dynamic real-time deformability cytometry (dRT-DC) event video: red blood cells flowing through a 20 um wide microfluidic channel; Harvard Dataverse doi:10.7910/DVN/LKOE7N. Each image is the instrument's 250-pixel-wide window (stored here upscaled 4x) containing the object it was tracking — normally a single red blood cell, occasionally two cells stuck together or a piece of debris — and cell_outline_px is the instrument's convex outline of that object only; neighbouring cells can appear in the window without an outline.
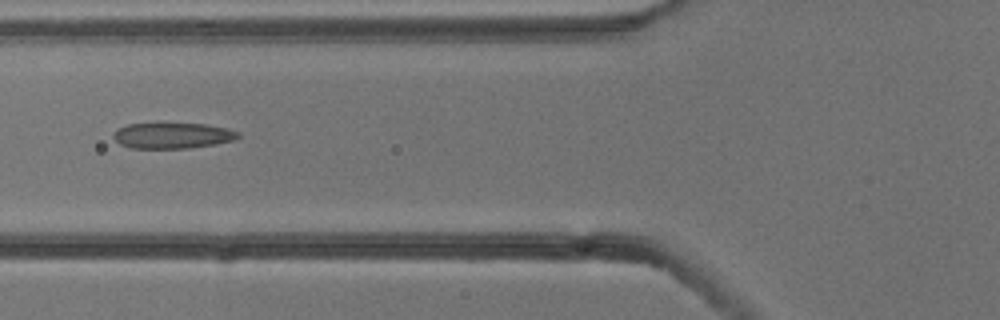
{"species": "common noctule bat (a hibernating species)", "species_latin": "Nyctalus noctula", "temperature_condition": "cold", "stored_images_in_passage": 3, "camera_frame_rate_fps": 3000, "um_per_image_px": 0.085, "animal": {"sex": "male", "body_mass_g": 13.3}, "frame": {"image": 1, "passage_image": 3, "time_ms": 0.667, "image_size_px": [1000, 320], "cell_outline_px": [[240, 136], [236, 140], [216, 144], [188, 148], [132, 148], [120, 144], [112, 136], [120, 128], [128, 124], [204, 124], [228, 128], [240, 132]], "centroid_in_image_um": [14.73, 11.53], "position_along_channel_um": 111.1, "area_um2": 18.55}}